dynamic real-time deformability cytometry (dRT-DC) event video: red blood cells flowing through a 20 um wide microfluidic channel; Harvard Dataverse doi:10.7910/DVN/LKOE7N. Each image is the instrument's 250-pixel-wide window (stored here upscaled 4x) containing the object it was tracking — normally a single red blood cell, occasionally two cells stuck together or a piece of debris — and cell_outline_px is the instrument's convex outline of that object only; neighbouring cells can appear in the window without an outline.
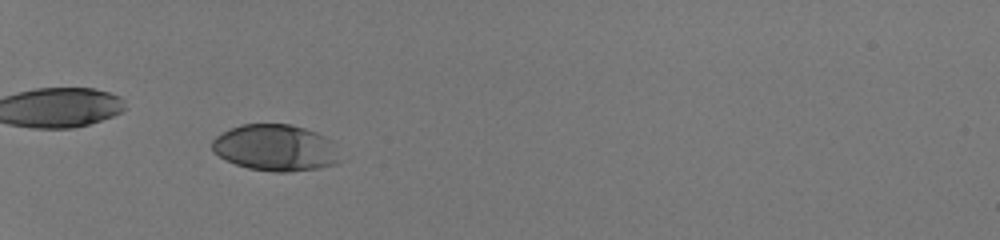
{"species": "human", "species_latin": "Homo sapiens", "temperature_condition": "room temperature", "stored_images_in_passage": 55, "camera_frame_rate_fps": 3000, "um_per_image_px": 0.085, "donor": {"sex": "male"}, "frame": {"image": 1, "passage_image": 22, "time_ms": 7.0, "image_size_px": [1000, 240], "cell_outline_px": [[336, 164], [320, 168], [288, 172], [272, 172], [248, 168], [236, 164], [220, 156], [212, 148], [212, 140], [216, 136], [240, 124], [292, 124], [316, 132], [332, 140], [336, 160]], "centroid_in_image_um": [23.38, 12.56], "position_along_channel_um": 61.6, "area_um2": 34.16}}
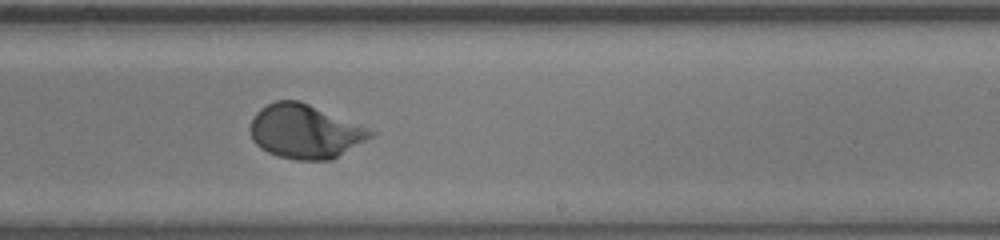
{"frame": {"image": 2, "passage_image": 39, "time_ms": 12.667, "image_size_px": [1000, 240], "cell_outline_px": [[376, 132], [372, 136], [332, 160], [296, 160], [276, 156], [260, 148], [252, 140], [248, 128], [252, 116], [260, 108], [276, 100], [300, 100]], "centroid_in_image_um": [25.85, 11.18], "position_along_channel_um": 263.2, "area_um2": 37.8}}
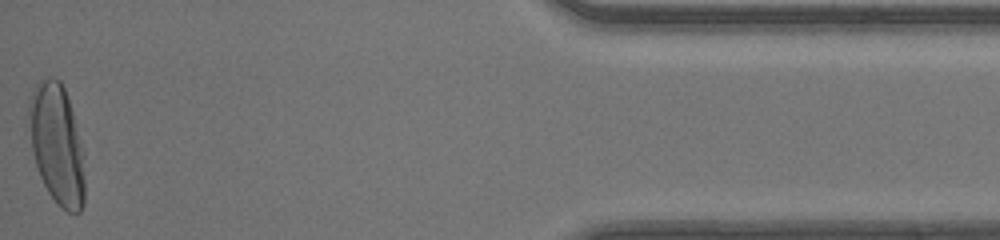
{"frame": {"image": 3, "passage_image": 55, "time_ms": 18.0, "image_size_px": [1000, 240], "cell_outline_px": [[84, 204], [80, 212], [68, 212], [56, 204], [48, 192], [40, 176], [32, 152], [28, 112], [28, 104], [32, 92], [36, 84], [40, 80], [48, 76], [52, 76], [60, 80], [64, 88], [72, 112], [84, 152]], "centroid_in_image_um": [4.84, 12.27], "position_along_channel_um": 430.4, "area_um2": 39.19}, "authors_computed_cell_mechanics": {"area_um2": 36.8186, "velocity_mm_per_s": 4.1367, "shape_relaxation_time_tau1_ms": 2.663, "shape_relaxation_time_tau2_ms": null, "deformation_change_tau1": 0.1899, "deformation_change_tau2": null}}